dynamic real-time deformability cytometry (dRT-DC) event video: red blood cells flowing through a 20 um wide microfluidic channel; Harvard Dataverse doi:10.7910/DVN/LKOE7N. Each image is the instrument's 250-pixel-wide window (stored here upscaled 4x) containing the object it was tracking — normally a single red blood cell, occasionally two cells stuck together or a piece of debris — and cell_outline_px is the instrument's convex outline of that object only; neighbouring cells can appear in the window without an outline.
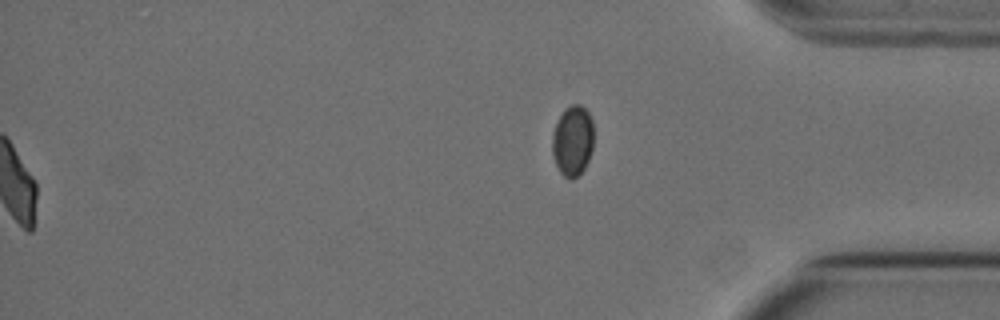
{"species": "Egyptian fruit bat (a non-hibernating species)", "species_latin": "Rousettus aegyptiacus", "temperature_condition": "cold", "stored_images_in_passage": 55, "segment_of_instrument_passage": [2, 2], "camera_frame_rate_fps": 3000, "um_per_image_px": 0.085, "animal": {"sex": "female"}, "frame": {"image": 1, "passage_image": 55, "time_ms": 18.0, "image_size_px": [1000, 320], "cell_outline_px": [[592, 148], [588, 160], [584, 168], [572, 180], [568, 180], [560, 172], [556, 164], [552, 152], [552, 132], [564, 108], [572, 104], [580, 104], [588, 112], [592, 120]], "centroid_in_image_um": [48.66, 11.95], "position_along_channel_um": 386.5, "area_um2": 16.94}}